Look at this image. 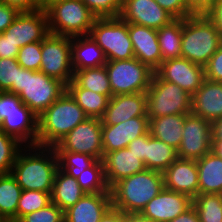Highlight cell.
Here are the masks:
<instances>
[{"label": "cell", "mask_w": 222, "mask_h": 222, "mask_svg": "<svg viewBox=\"0 0 222 222\" xmlns=\"http://www.w3.org/2000/svg\"><path fill=\"white\" fill-rule=\"evenodd\" d=\"M58 168V157L54 147L23 146L16 156L11 174L22 190L51 194Z\"/></svg>", "instance_id": "cell-1"}, {"label": "cell", "mask_w": 222, "mask_h": 222, "mask_svg": "<svg viewBox=\"0 0 222 222\" xmlns=\"http://www.w3.org/2000/svg\"><path fill=\"white\" fill-rule=\"evenodd\" d=\"M164 189L163 173L146 169L110 188L112 207L126 214L140 213Z\"/></svg>", "instance_id": "cell-2"}, {"label": "cell", "mask_w": 222, "mask_h": 222, "mask_svg": "<svg viewBox=\"0 0 222 222\" xmlns=\"http://www.w3.org/2000/svg\"><path fill=\"white\" fill-rule=\"evenodd\" d=\"M38 117L37 145L48 147L89 118L67 90Z\"/></svg>", "instance_id": "cell-3"}, {"label": "cell", "mask_w": 222, "mask_h": 222, "mask_svg": "<svg viewBox=\"0 0 222 222\" xmlns=\"http://www.w3.org/2000/svg\"><path fill=\"white\" fill-rule=\"evenodd\" d=\"M66 90L60 80L43 72L24 69L18 64L17 84L7 91L18 95L21 101L37 116L42 114Z\"/></svg>", "instance_id": "cell-4"}, {"label": "cell", "mask_w": 222, "mask_h": 222, "mask_svg": "<svg viewBox=\"0 0 222 222\" xmlns=\"http://www.w3.org/2000/svg\"><path fill=\"white\" fill-rule=\"evenodd\" d=\"M221 43L214 23L206 15L182 19L181 58L204 67Z\"/></svg>", "instance_id": "cell-5"}, {"label": "cell", "mask_w": 222, "mask_h": 222, "mask_svg": "<svg viewBox=\"0 0 222 222\" xmlns=\"http://www.w3.org/2000/svg\"><path fill=\"white\" fill-rule=\"evenodd\" d=\"M44 10L49 32L71 38L89 35L97 18L81 0H56L49 3Z\"/></svg>", "instance_id": "cell-6"}, {"label": "cell", "mask_w": 222, "mask_h": 222, "mask_svg": "<svg viewBox=\"0 0 222 222\" xmlns=\"http://www.w3.org/2000/svg\"><path fill=\"white\" fill-rule=\"evenodd\" d=\"M89 35L104 51L107 61L135 57L128 23L120 17L96 18Z\"/></svg>", "instance_id": "cell-7"}, {"label": "cell", "mask_w": 222, "mask_h": 222, "mask_svg": "<svg viewBox=\"0 0 222 222\" xmlns=\"http://www.w3.org/2000/svg\"><path fill=\"white\" fill-rule=\"evenodd\" d=\"M146 93L149 118L191 113L192 96L178 85L162 80L156 73Z\"/></svg>", "instance_id": "cell-8"}, {"label": "cell", "mask_w": 222, "mask_h": 222, "mask_svg": "<svg viewBox=\"0 0 222 222\" xmlns=\"http://www.w3.org/2000/svg\"><path fill=\"white\" fill-rule=\"evenodd\" d=\"M105 68L112 96L147 92L155 73L135 57L128 60L107 61Z\"/></svg>", "instance_id": "cell-9"}, {"label": "cell", "mask_w": 222, "mask_h": 222, "mask_svg": "<svg viewBox=\"0 0 222 222\" xmlns=\"http://www.w3.org/2000/svg\"><path fill=\"white\" fill-rule=\"evenodd\" d=\"M39 71L60 80L65 85L73 79L71 37L49 33L41 41V66Z\"/></svg>", "instance_id": "cell-10"}, {"label": "cell", "mask_w": 222, "mask_h": 222, "mask_svg": "<svg viewBox=\"0 0 222 222\" xmlns=\"http://www.w3.org/2000/svg\"><path fill=\"white\" fill-rule=\"evenodd\" d=\"M56 152L88 154L97 160L103 159L102 121L87 118L65 135L55 146Z\"/></svg>", "instance_id": "cell-11"}, {"label": "cell", "mask_w": 222, "mask_h": 222, "mask_svg": "<svg viewBox=\"0 0 222 222\" xmlns=\"http://www.w3.org/2000/svg\"><path fill=\"white\" fill-rule=\"evenodd\" d=\"M212 150L211 122L192 113L185 116L183 136L177 150L178 158L201 159Z\"/></svg>", "instance_id": "cell-12"}, {"label": "cell", "mask_w": 222, "mask_h": 222, "mask_svg": "<svg viewBox=\"0 0 222 222\" xmlns=\"http://www.w3.org/2000/svg\"><path fill=\"white\" fill-rule=\"evenodd\" d=\"M49 33L47 15L44 8H41L32 12H19L2 34L21 48L42 41Z\"/></svg>", "instance_id": "cell-13"}, {"label": "cell", "mask_w": 222, "mask_h": 222, "mask_svg": "<svg viewBox=\"0 0 222 222\" xmlns=\"http://www.w3.org/2000/svg\"><path fill=\"white\" fill-rule=\"evenodd\" d=\"M155 73L162 80L178 85L191 96L201 87L206 79L203 66L184 58L162 61Z\"/></svg>", "instance_id": "cell-14"}, {"label": "cell", "mask_w": 222, "mask_h": 222, "mask_svg": "<svg viewBox=\"0 0 222 222\" xmlns=\"http://www.w3.org/2000/svg\"><path fill=\"white\" fill-rule=\"evenodd\" d=\"M119 17L127 23L156 30L175 19L155 0H124Z\"/></svg>", "instance_id": "cell-15"}, {"label": "cell", "mask_w": 222, "mask_h": 222, "mask_svg": "<svg viewBox=\"0 0 222 222\" xmlns=\"http://www.w3.org/2000/svg\"><path fill=\"white\" fill-rule=\"evenodd\" d=\"M188 195L164 188L140 212L155 222H169L192 206Z\"/></svg>", "instance_id": "cell-16"}, {"label": "cell", "mask_w": 222, "mask_h": 222, "mask_svg": "<svg viewBox=\"0 0 222 222\" xmlns=\"http://www.w3.org/2000/svg\"><path fill=\"white\" fill-rule=\"evenodd\" d=\"M149 132V117H134L117 125H102L103 156L123 149L128 144Z\"/></svg>", "instance_id": "cell-17"}, {"label": "cell", "mask_w": 222, "mask_h": 222, "mask_svg": "<svg viewBox=\"0 0 222 222\" xmlns=\"http://www.w3.org/2000/svg\"><path fill=\"white\" fill-rule=\"evenodd\" d=\"M147 93L112 96L101 118L102 125H117L134 117L147 116Z\"/></svg>", "instance_id": "cell-18"}, {"label": "cell", "mask_w": 222, "mask_h": 222, "mask_svg": "<svg viewBox=\"0 0 222 222\" xmlns=\"http://www.w3.org/2000/svg\"><path fill=\"white\" fill-rule=\"evenodd\" d=\"M164 188L194 199L199 194L196 160L177 158L164 172Z\"/></svg>", "instance_id": "cell-19"}, {"label": "cell", "mask_w": 222, "mask_h": 222, "mask_svg": "<svg viewBox=\"0 0 222 222\" xmlns=\"http://www.w3.org/2000/svg\"><path fill=\"white\" fill-rule=\"evenodd\" d=\"M128 33L132 41L135 58L149 66L153 71H156L162 63L157 30L128 23Z\"/></svg>", "instance_id": "cell-20"}, {"label": "cell", "mask_w": 222, "mask_h": 222, "mask_svg": "<svg viewBox=\"0 0 222 222\" xmlns=\"http://www.w3.org/2000/svg\"><path fill=\"white\" fill-rule=\"evenodd\" d=\"M102 162L109 188L126 177L146 170L144 162L127 147L106 153Z\"/></svg>", "instance_id": "cell-21"}, {"label": "cell", "mask_w": 222, "mask_h": 222, "mask_svg": "<svg viewBox=\"0 0 222 222\" xmlns=\"http://www.w3.org/2000/svg\"><path fill=\"white\" fill-rule=\"evenodd\" d=\"M38 116L25 104L20 112H11L2 121L0 129L15 138L23 146L37 145Z\"/></svg>", "instance_id": "cell-22"}, {"label": "cell", "mask_w": 222, "mask_h": 222, "mask_svg": "<svg viewBox=\"0 0 222 222\" xmlns=\"http://www.w3.org/2000/svg\"><path fill=\"white\" fill-rule=\"evenodd\" d=\"M191 113L213 122L222 117V82L205 79L192 95Z\"/></svg>", "instance_id": "cell-23"}, {"label": "cell", "mask_w": 222, "mask_h": 222, "mask_svg": "<svg viewBox=\"0 0 222 222\" xmlns=\"http://www.w3.org/2000/svg\"><path fill=\"white\" fill-rule=\"evenodd\" d=\"M111 206V193H87L64 211V222H99Z\"/></svg>", "instance_id": "cell-24"}, {"label": "cell", "mask_w": 222, "mask_h": 222, "mask_svg": "<svg viewBox=\"0 0 222 222\" xmlns=\"http://www.w3.org/2000/svg\"><path fill=\"white\" fill-rule=\"evenodd\" d=\"M71 56L74 71L100 67L107 62L104 51L90 35L71 38Z\"/></svg>", "instance_id": "cell-25"}, {"label": "cell", "mask_w": 222, "mask_h": 222, "mask_svg": "<svg viewBox=\"0 0 222 222\" xmlns=\"http://www.w3.org/2000/svg\"><path fill=\"white\" fill-rule=\"evenodd\" d=\"M196 164L199 194H222V158L211 150Z\"/></svg>", "instance_id": "cell-26"}, {"label": "cell", "mask_w": 222, "mask_h": 222, "mask_svg": "<svg viewBox=\"0 0 222 222\" xmlns=\"http://www.w3.org/2000/svg\"><path fill=\"white\" fill-rule=\"evenodd\" d=\"M186 115L176 114L149 118L150 135L178 150L183 136Z\"/></svg>", "instance_id": "cell-27"}, {"label": "cell", "mask_w": 222, "mask_h": 222, "mask_svg": "<svg viewBox=\"0 0 222 222\" xmlns=\"http://www.w3.org/2000/svg\"><path fill=\"white\" fill-rule=\"evenodd\" d=\"M86 193L80 187L76 178L58 168L51 193V202L56 204L63 212L73 206Z\"/></svg>", "instance_id": "cell-28"}, {"label": "cell", "mask_w": 222, "mask_h": 222, "mask_svg": "<svg viewBox=\"0 0 222 222\" xmlns=\"http://www.w3.org/2000/svg\"><path fill=\"white\" fill-rule=\"evenodd\" d=\"M66 90L88 117L99 119L103 117L110 100L108 96L81 88L73 80L66 85Z\"/></svg>", "instance_id": "cell-29"}, {"label": "cell", "mask_w": 222, "mask_h": 222, "mask_svg": "<svg viewBox=\"0 0 222 222\" xmlns=\"http://www.w3.org/2000/svg\"><path fill=\"white\" fill-rule=\"evenodd\" d=\"M22 188L11 173L0 174V214L7 222H17V207Z\"/></svg>", "instance_id": "cell-30"}, {"label": "cell", "mask_w": 222, "mask_h": 222, "mask_svg": "<svg viewBox=\"0 0 222 222\" xmlns=\"http://www.w3.org/2000/svg\"><path fill=\"white\" fill-rule=\"evenodd\" d=\"M177 158L176 149L147 133L146 169L163 173Z\"/></svg>", "instance_id": "cell-31"}, {"label": "cell", "mask_w": 222, "mask_h": 222, "mask_svg": "<svg viewBox=\"0 0 222 222\" xmlns=\"http://www.w3.org/2000/svg\"><path fill=\"white\" fill-rule=\"evenodd\" d=\"M162 61L181 58L182 19H174L157 30Z\"/></svg>", "instance_id": "cell-32"}, {"label": "cell", "mask_w": 222, "mask_h": 222, "mask_svg": "<svg viewBox=\"0 0 222 222\" xmlns=\"http://www.w3.org/2000/svg\"><path fill=\"white\" fill-rule=\"evenodd\" d=\"M72 80L81 88L106 95L109 98L112 97L111 86L105 65L74 71Z\"/></svg>", "instance_id": "cell-33"}, {"label": "cell", "mask_w": 222, "mask_h": 222, "mask_svg": "<svg viewBox=\"0 0 222 222\" xmlns=\"http://www.w3.org/2000/svg\"><path fill=\"white\" fill-rule=\"evenodd\" d=\"M77 182L86 194L110 193L101 160H96L90 167L86 168L77 178Z\"/></svg>", "instance_id": "cell-34"}, {"label": "cell", "mask_w": 222, "mask_h": 222, "mask_svg": "<svg viewBox=\"0 0 222 222\" xmlns=\"http://www.w3.org/2000/svg\"><path fill=\"white\" fill-rule=\"evenodd\" d=\"M192 205L200 222H222V194H198Z\"/></svg>", "instance_id": "cell-35"}, {"label": "cell", "mask_w": 222, "mask_h": 222, "mask_svg": "<svg viewBox=\"0 0 222 222\" xmlns=\"http://www.w3.org/2000/svg\"><path fill=\"white\" fill-rule=\"evenodd\" d=\"M58 157L59 168L64 170L73 178H78L79 175L90 167L97 159L88 155L76 152H56Z\"/></svg>", "instance_id": "cell-36"}, {"label": "cell", "mask_w": 222, "mask_h": 222, "mask_svg": "<svg viewBox=\"0 0 222 222\" xmlns=\"http://www.w3.org/2000/svg\"><path fill=\"white\" fill-rule=\"evenodd\" d=\"M51 203V194L43 191L22 190L17 207V222L25 215Z\"/></svg>", "instance_id": "cell-37"}, {"label": "cell", "mask_w": 222, "mask_h": 222, "mask_svg": "<svg viewBox=\"0 0 222 222\" xmlns=\"http://www.w3.org/2000/svg\"><path fill=\"white\" fill-rule=\"evenodd\" d=\"M23 147L15 138L0 129V174L11 173L19 150Z\"/></svg>", "instance_id": "cell-38"}, {"label": "cell", "mask_w": 222, "mask_h": 222, "mask_svg": "<svg viewBox=\"0 0 222 222\" xmlns=\"http://www.w3.org/2000/svg\"><path fill=\"white\" fill-rule=\"evenodd\" d=\"M97 18L119 17L124 0H81Z\"/></svg>", "instance_id": "cell-39"}, {"label": "cell", "mask_w": 222, "mask_h": 222, "mask_svg": "<svg viewBox=\"0 0 222 222\" xmlns=\"http://www.w3.org/2000/svg\"><path fill=\"white\" fill-rule=\"evenodd\" d=\"M16 59L24 69L39 71L41 66V41L21 47Z\"/></svg>", "instance_id": "cell-40"}, {"label": "cell", "mask_w": 222, "mask_h": 222, "mask_svg": "<svg viewBox=\"0 0 222 222\" xmlns=\"http://www.w3.org/2000/svg\"><path fill=\"white\" fill-rule=\"evenodd\" d=\"M18 222H64V212L54 203L23 216Z\"/></svg>", "instance_id": "cell-41"}, {"label": "cell", "mask_w": 222, "mask_h": 222, "mask_svg": "<svg viewBox=\"0 0 222 222\" xmlns=\"http://www.w3.org/2000/svg\"><path fill=\"white\" fill-rule=\"evenodd\" d=\"M18 62L16 58H0V90L8 91L17 84Z\"/></svg>", "instance_id": "cell-42"}, {"label": "cell", "mask_w": 222, "mask_h": 222, "mask_svg": "<svg viewBox=\"0 0 222 222\" xmlns=\"http://www.w3.org/2000/svg\"><path fill=\"white\" fill-rule=\"evenodd\" d=\"M205 77L214 82H222V43L204 66Z\"/></svg>", "instance_id": "cell-43"}, {"label": "cell", "mask_w": 222, "mask_h": 222, "mask_svg": "<svg viewBox=\"0 0 222 222\" xmlns=\"http://www.w3.org/2000/svg\"><path fill=\"white\" fill-rule=\"evenodd\" d=\"M23 104L18 95L1 90L0 118L4 120L11 112H20V106Z\"/></svg>", "instance_id": "cell-44"}, {"label": "cell", "mask_w": 222, "mask_h": 222, "mask_svg": "<svg viewBox=\"0 0 222 222\" xmlns=\"http://www.w3.org/2000/svg\"><path fill=\"white\" fill-rule=\"evenodd\" d=\"M164 10L175 19H184L192 14L186 9L184 0H155Z\"/></svg>", "instance_id": "cell-45"}, {"label": "cell", "mask_w": 222, "mask_h": 222, "mask_svg": "<svg viewBox=\"0 0 222 222\" xmlns=\"http://www.w3.org/2000/svg\"><path fill=\"white\" fill-rule=\"evenodd\" d=\"M18 14L19 11L16 8L0 1V34L6 31Z\"/></svg>", "instance_id": "cell-46"}, {"label": "cell", "mask_w": 222, "mask_h": 222, "mask_svg": "<svg viewBox=\"0 0 222 222\" xmlns=\"http://www.w3.org/2000/svg\"><path fill=\"white\" fill-rule=\"evenodd\" d=\"M8 6L16 8L19 12H32L41 9L40 0H1Z\"/></svg>", "instance_id": "cell-47"}, {"label": "cell", "mask_w": 222, "mask_h": 222, "mask_svg": "<svg viewBox=\"0 0 222 222\" xmlns=\"http://www.w3.org/2000/svg\"><path fill=\"white\" fill-rule=\"evenodd\" d=\"M146 145H147V133L135 140L131 141L127 148L133 152L138 159L142 160L146 166Z\"/></svg>", "instance_id": "cell-48"}, {"label": "cell", "mask_w": 222, "mask_h": 222, "mask_svg": "<svg viewBox=\"0 0 222 222\" xmlns=\"http://www.w3.org/2000/svg\"><path fill=\"white\" fill-rule=\"evenodd\" d=\"M19 47L3 34L0 35V58H17Z\"/></svg>", "instance_id": "cell-49"}, {"label": "cell", "mask_w": 222, "mask_h": 222, "mask_svg": "<svg viewBox=\"0 0 222 222\" xmlns=\"http://www.w3.org/2000/svg\"><path fill=\"white\" fill-rule=\"evenodd\" d=\"M205 15L214 23L222 40V0L214 3Z\"/></svg>", "instance_id": "cell-50"}, {"label": "cell", "mask_w": 222, "mask_h": 222, "mask_svg": "<svg viewBox=\"0 0 222 222\" xmlns=\"http://www.w3.org/2000/svg\"><path fill=\"white\" fill-rule=\"evenodd\" d=\"M192 15H205L209 11V0H184Z\"/></svg>", "instance_id": "cell-51"}, {"label": "cell", "mask_w": 222, "mask_h": 222, "mask_svg": "<svg viewBox=\"0 0 222 222\" xmlns=\"http://www.w3.org/2000/svg\"><path fill=\"white\" fill-rule=\"evenodd\" d=\"M99 222H126V213L111 206Z\"/></svg>", "instance_id": "cell-52"}, {"label": "cell", "mask_w": 222, "mask_h": 222, "mask_svg": "<svg viewBox=\"0 0 222 222\" xmlns=\"http://www.w3.org/2000/svg\"><path fill=\"white\" fill-rule=\"evenodd\" d=\"M169 222H200V220L196 209L192 205L184 213Z\"/></svg>", "instance_id": "cell-53"}, {"label": "cell", "mask_w": 222, "mask_h": 222, "mask_svg": "<svg viewBox=\"0 0 222 222\" xmlns=\"http://www.w3.org/2000/svg\"><path fill=\"white\" fill-rule=\"evenodd\" d=\"M212 142H222V117L211 123Z\"/></svg>", "instance_id": "cell-54"}, {"label": "cell", "mask_w": 222, "mask_h": 222, "mask_svg": "<svg viewBox=\"0 0 222 222\" xmlns=\"http://www.w3.org/2000/svg\"><path fill=\"white\" fill-rule=\"evenodd\" d=\"M126 222H155V221L144 217L140 213H129L126 214Z\"/></svg>", "instance_id": "cell-55"}, {"label": "cell", "mask_w": 222, "mask_h": 222, "mask_svg": "<svg viewBox=\"0 0 222 222\" xmlns=\"http://www.w3.org/2000/svg\"><path fill=\"white\" fill-rule=\"evenodd\" d=\"M212 151L222 158V142H212Z\"/></svg>", "instance_id": "cell-56"}, {"label": "cell", "mask_w": 222, "mask_h": 222, "mask_svg": "<svg viewBox=\"0 0 222 222\" xmlns=\"http://www.w3.org/2000/svg\"><path fill=\"white\" fill-rule=\"evenodd\" d=\"M56 1V0H40L41 2V7L45 8L49 3Z\"/></svg>", "instance_id": "cell-57"}, {"label": "cell", "mask_w": 222, "mask_h": 222, "mask_svg": "<svg viewBox=\"0 0 222 222\" xmlns=\"http://www.w3.org/2000/svg\"><path fill=\"white\" fill-rule=\"evenodd\" d=\"M221 0H209V10L211 9V6L216 3V2H219Z\"/></svg>", "instance_id": "cell-58"}, {"label": "cell", "mask_w": 222, "mask_h": 222, "mask_svg": "<svg viewBox=\"0 0 222 222\" xmlns=\"http://www.w3.org/2000/svg\"><path fill=\"white\" fill-rule=\"evenodd\" d=\"M0 222H7L1 214H0Z\"/></svg>", "instance_id": "cell-59"}, {"label": "cell", "mask_w": 222, "mask_h": 222, "mask_svg": "<svg viewBox=\"0 0 222 222\" xmlns=\"http://www.w3.org/2000/svg\"><path fill=\"white\" fill-rule=\"evenodd\" d=\"M0 99H1V90H0ZM2 121L3 120L0 118V127H1Z\"/></svg>", "instance_id": "cell-60"}]
</instances>
